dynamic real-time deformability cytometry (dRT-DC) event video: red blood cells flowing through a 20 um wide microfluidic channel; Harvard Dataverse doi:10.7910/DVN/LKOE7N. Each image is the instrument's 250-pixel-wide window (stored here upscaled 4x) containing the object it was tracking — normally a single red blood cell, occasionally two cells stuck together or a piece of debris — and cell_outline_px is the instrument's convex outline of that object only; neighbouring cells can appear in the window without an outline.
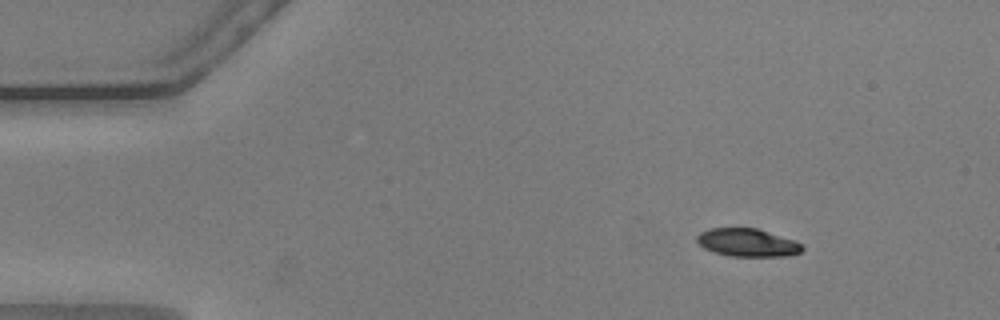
{"species": "common noctule bat (a hibernating species)", "species_latin": "Nyctalus noctula", "temperature_condition": "warm", "stored_images_in_passage": 50, "camera_frame_rate_fps": 3000, "um_per_image_px": 0.085, "animal": {"sex": "male", "body_mass_g": 20.5, "forearm_length_mm": 52.5}, "frame": {"image": 1, "passage_image": 1, "time_ms": 0.0, "image_size_px": [1000, 320], "cell_outline_px": [[804, 248], [800, 252], [784, 256], [728, 256], [704, 248], [696, 240], [696, 236], [700, 232], [712, 228], [756, 228], [792, 240], [800, 244]], "centroid_in_image_um": [63.49, 20.62], "position_along_channel_um": 21.5, "area_um2": 16.82}}
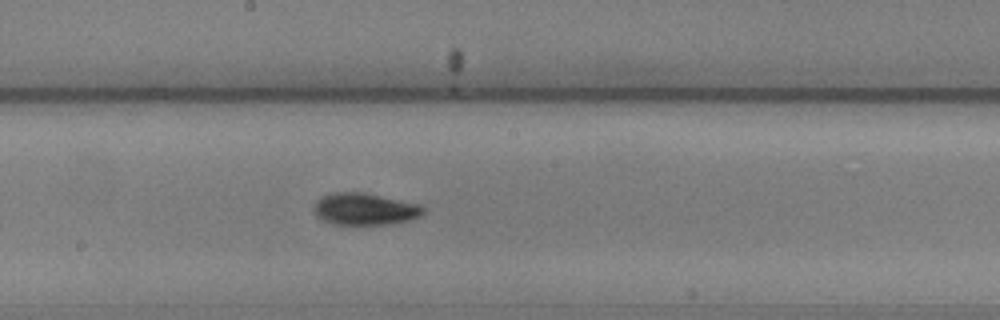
{"frame": {"image": 2, "passage_image": 24, "time_ms": 7.667, "image_size_px": [1000, 320], "cell_outline_px": [[424, 212], [420, 216], [408, 220], [388, 224], [336, 224], [324, 220], [316, 216], [312, 208], [316, 200], [324, 196], [336, 192], [364, 192], [420, 204], [424, 208]], "centroid_in_image_um": [31.0, 17.76], "position_along_channel_um": 217.2, "area_um2": 20.23}}
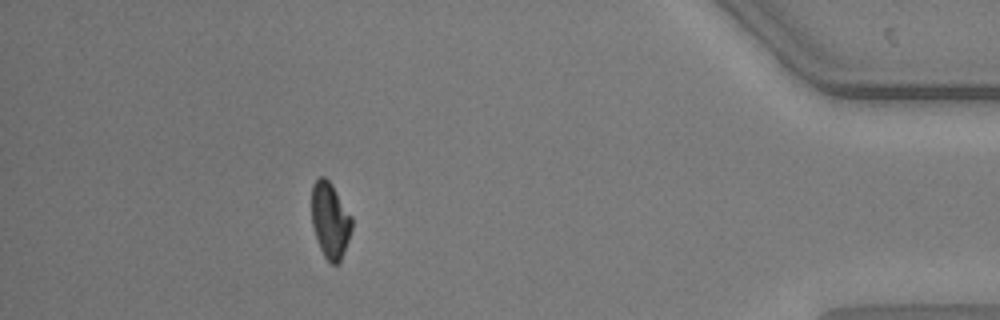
{"frame": {"image": 3, "passage_image": 44, "time_ms": 14.333, "image_size_px": [1000, 320], "cell_outline_px": [[352, 228], [348, 240], [340, 260], [336, 264], [332, 264], [324, 256], [320, 248], [312, 224], [312, 184], [320, 176], [324, 176], [332, 184], [352, 216]], "centroid_in_image_um": [28.06, 18.69], "position_along_channel_um": 407.1, "area_um2": 17.57}, "authors_computed_cell_mechanics": {"area_um2": 18.6983, "velocity_mm_per_s": 3.6087, "shape_relaxation_time_tau1_ms": 3.8943, "shape_relaxation_time_tau2_ms": 9.6221, "deformation_change_tau1": 0.1278, "deformation_change_tau2": 0.129}}